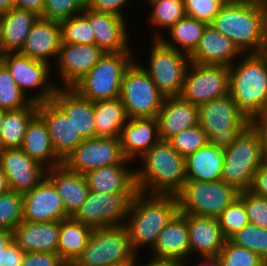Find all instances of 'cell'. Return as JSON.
<instances>
[{
  "mask_svg": "<svg viewBox=\"0 0 267 266\" xmlns=\"http://www.w3.org/2000/svg\"><path fill=\"white\" fill-rule=\"evenodd\" d=\"M242 54L267 52V4L243 0L223 5L211 24Z\"/></svg>",
  "mask_w": 267,
  "mask_h": 266,
  "instance_id": "1",
  "label": "cell"
},
{
  "mask_svg": "<svg viewBox=\"0 0 267 266\" xmlns=\"http://www.w3.org/2000/svg\"><path fill=\"white\" fill-rule=\"evenodd\" d=\"M179 212L177 195L137 191L124 224L133 251L137 255H141L140 252L144 250L149 252L155 245L159 233Z\"/></svg>",
  "mask_w": 267,
  "mask_h": 266,
  "instance_id": "2",
  "label": "cell"
},
{
  "mask_svg": "<svg viewBox=\"0 0 267 266\" xmlns=\"http://www.w3.org/2000/svg\"><path fill=\"white\" fill-rule=\"evenodd\" d=\"M135 165L136 187L143 193L177 195L187 181L185 158L168 141L159 140Z\"/></svg>",
  "mask_w": 267,
  "mask_h": 266,
  "instance_id": "3",
  "label": "cell"
},
{
  "mask_svg": "<svg viewBox=\"0 0 267 266\" xmlns=\"http://www.w3.org/2000/svg\"><path fill=\"white\" fill-rule=\"evenodd\" d=\"M229 94L251 121L267 111V52L243 54L229 67Z\"/></svg>",
  "mask_w": 267,
  "mask_h": 266,
  "instance_id": "4",
  "label": "cell"
},
{
  "mask_svg": "<svg viewBox=\"0 0 267 266\" xmlns=\"http://www.w3.org/2000/svg\"><path fill=\"white\" fill-rule=\"evenodd\" d=\"M266 158L260 132L251 123L224 149L221 180L240 192L249 190L254 174Z\"/></svg>",
  "mask_w": 267,
  "mask_h": 266,
  "instance_id": "5",
  "label": "cell"
},
{
  "mask_svg": "<svg viewBox=\"0 0 267 266\" xmlns=\"http://www.w3.org/2000/svg\"><path fill=\"white\" fill-rule=\"evenodd\" d=\"M198 113L208 144L222 149L230 147L252 123L230 94L200 105Z\"/></svg>",
  "mask_w": 267,
  "mask_h": 266,
  "instance_id": "6",
  "label": "cell"
},
{
  "mask_svg": "<svg viewBox=\"0 0 267 266\" xmlns=\"http://www.w3.org/2000/svg\"><path fill=\"white\" fill-rule=\"evenodd\" d=\"M135 60V52L105 53L73 89L91 102L118 98L123 74Z\"/></svg>",
  "mask_w": 267,
  "mask_h": 266,
  "instance_id": "7",
  "label": "cell"
},
{
  "mask_svg": "<svg viewBox=\"0 0 267 266\" xmlns=\"http://www.w3.org/2000/svg\"><path fill=\"white\" fill-rule=\"evenodd\" d=\"M150 41L151 44H147V54L145 53L147 63L144 60V63H139L140 66L165 97L180 96L190 65L189 55L166 46L160 39Z\"/></svg>",
  "mask_w": 267,
  "mask_h": 266,
  "instance_id": "8",
  "label": "cell"
},
{
  "mask_svg": "<svg viewBox=\"0 0 267 266\" xmlns=\"http://www.w3.org/2000/svg\"><path fill=\"white\" fill-rule=\"evenodd\" d=\"M138 52L137 49L135 60L123 74L119 96L128 119L157 117L165 99L147 72L140 66Z\"/></svg>",
  "mask_w": 267,
  "mask_h": 266,
  "instance_id": "9",
  "label": "cell"
},
{
  "mask_svg": "<svg viewBox=\"0 0 267 266\" xmlns=\"http://www.w3.org/2000/svg\"><path fill=\"white\" fill-rule=\"evenodd\" d=\"M240 191L222 180L186 181L177 194L180 213L218 218Z\"/></svg>",
  "mask_w": 267,
  "mask_h": 266,
  "instance_id": "10",
  "label": "cell"
},
{
  "mask_svg": "<svg viewBox=\"0 0 267 266\" xmlns=\"http://www.w3.org/2000/svg\"><path fill=\"white\" fill-rule=\"evenodd\" d=\"M127 228L123 226L92 230L87 246L77 259L67 266H109L133 259Z\"/></svg>",
  "mask_w": 267,
  "mask_h": 266,
  "instance_id": "11",
  "label": "cell"
},
{
  "mask_svg": "<svg viewBox=\"0 0 267 266\" xmlns=\"http://www.w3.org/2000/svg\"><path fill=\"white\" fill-rule=\"evenodd\" d=\"M2 64L29 100L42 103L52 99L58 87L53 79L51 65L18 52L7 53L2 58Z\"/></svg>",
  "mask_w": 267,
  "mask_h": 266,
  "instance_id": "12",
  "label": "cell"
},
{
  "mask_svg": "<svg viewBox=\"0 0 267 266\" xmlns=\"http://www.w3.org/2000/svg\"><path fill=\"white\" fill-rule=\"evenodd\" d=\"M134 195L89 191L86 200L72 217L93 229L123 226Z\"/></svg>",
  "mask_w": 267,
  "mask_h": 266,
  "instance_id": "13",
  "label": "cell"
},
{
  "mask_svg": "<svg viewBox=\"0 0 267 266\" xmlns=\"http://www.w3.org/2000/svg\"><path fill=\"white\" fill-rule=\"evenodd\" d=\"M229 94V67L190 62L181 97L200 106Z\"/></svg>",
  "mask_w": 267,
  "mask_h": 266,
  "instance_id": "14",
  "label": "cell"
},
{
  "mask_svg": "<svg viewBox=\"0 0 267 266\" xmlns=\"http://www.w3.org/2000/svg\"><path fill=\"white\" fill-rule=\"evenodd\" d=\"M131 162L124 157L119 138L96 137L85 139L63 160V165L69 171L85 174L114 164L134 165Z\"/></svg>",
  "mask_w": 267,
  "mask_h": 266,
  "instance_id": "15",
  "label": "cell"
},
{
  "mask_svg": "<svg viewBox=\"0 0 267 266\" xmlns=\"http://www.w3.org/2000/svg\"><path fill=\"white\" fill-rule=\"evenodd\" d=\"M104 54L105 52L95 44L61 42L56 62L52 66V71L56 73L53 77L56 80V86L71 88L92 69ZM56 77L60 80H57Z\"/></svg>",
  "mask_w": 267,
  "mask_h": 266,
  "instance_id": "16",
  "label": "cell"
},
{
  "mask_svg": "<svg viewBox=\"0 0 267 266\" xmlns=\"http://www.w3.org/2000/svg\"><path fill=\"white\" fill-rule=\"evenodd\" d=\"M82 14L89 20L93 29L94 44L105 53L135 52L136 44H134V47L130 45L131 41H133V44L135 40L131 37L135 36L133 33L135 31L129 32L131 31L129 25H133L130 24L132 21L128 22V19L113 14L95 12L87 7ZM130 33H133V35H130Z\"/></svg>",
  "mask_w": 267,
  "mask_h": 266,
  "instance_id": "17",
  "label": "cell"
},
{
  "mask_svg": "<svg viewBox=\"0 0 267 266\" xmlns=\"http://www.w3.org/2000/svg\"><path fill=\"white\" fill-rule=\"evenodd\" d=\"M70 217L54 184L45 178L23 194V221L50 222Z\"/></svg>",
  "mask_w": 267,
  "mask_h": 266,
  "instance_id": "18",
  "label": "cell"
},
{
  "mask_svg": "<svg viewBox=\"0 0 267 266\" xmlns=\"http://www.w3.org/2000/svg\"><path fill=\"white\" fill-rule=\"evenodd\" d=\"M0 168L7 177L10 190L20 194L37 186L47 172L20 148L0 150Z\"/></svg>",
  "mask_w": 267,
  "mask_h": 266,
  "instance_id": "19",
  "label": "cell"
},
{
  "mask_svg": "<svg viewBox=\"0 0 267 266\" xmlns=\"http://www.w3.org/2000/svg\"><path fill=\"white\" fill-rule=\"evenodd\" d=\"M37 114L45 122L52 146L62 161L85 140L52 100L38 103Z\"/></svg>",
  "mask_w": 267,
  "mask_h": 266,
  "instance_id": "20",
  "label": "cell"
},
{
  "mask_svg": "<svg viewBox=\"0 0 267 266\" xmlns=\"http://www.w3.org/2000/svg\"><path fill=\"white\" fill-rule=\"evenodd\" d=\"M60 44V23L39 17L18 53L53 66L59 53Z\"/></svg>",
  "mask_w": 267,
  "mask_h": 266,
  "instance_id": "21",
  "label": "cell"
},
{
  "mask_svg": "<svg viewBox=\"0 0 267 266\" xmlns=\"http://www.w3.org/2000/svg\"><path fill=\"white\" fill-rule=\"evenodd\" d=\"M186 221L190 258L217 257L227 240L220 228L218 218L186 213Z\"/></svg>",
  "mask_w": 267,
  "mask_h": 266,
  "instance_id": "22",
  "label": "cell"
},
{
  "mask_svg": "<svg viewBox=\"0 0 267 266\" xmlns=\"http://www.w3.org/2000/svg\"><path fill=\"white\" fill-rule=\"evenodd\" d=\"M124 157L137 162L159 140L156 117L128 119L119 136Z\"/></svg>",
  "mask_w": 267,
  "mask_h": 266,
  "instance_id": "23",
  "label": "cell"
},
{
  "mask_svg": "<svg viewBox=\"0 0 267 266\" xmlns=\"http://www.w3.org/2000/svg\"><path fill=\"white\" fill-rule=\"evenodd\" d=\"M243 54L225 35L208 24L195 51L189 56L197 64L223 65L230 67Z\"/></svg>",
  "mask_w": 267,
  "mask_h": 266,
  "instance_id": "24",
  "label": "cell"
},
{
  "mask_svg": "<svg viewBox=\"0 0 267 266\" xmlns=\"http://www.w3.org/2000/svg\"><path fill=\"white\" fill-rule=\"evenodd\" d=\"M156 118L160 140L168 141L183 130L198 124V106L181 96L165 97Z\"/></svg>",
  "mask_w": 267,
  "mask_h": 266,
  "instance_id": "25",
  "label": "cell"
},
{
  "mask_svg": "<svg viewBox=\"0 0 267 266\" xmlns=\"http://www.w3.org/2000/svg\"><path fill=\"white\" fill-rule=\"evenodd\" d=\"M149 257L181 261L190 258L186 213H178L159 233Z\"/></svg>",
  "mask_w": 267,
  "mask_h": 266,
  "instance_id": "26",
  "label": "cell"
},
{
  "mask_svg": "<svg viewBox=\"0 0 267 266\" xmlns=\"http://www.w3.org/2000/svg\"><path fill=\"white\" fill-rule=\"evenodd\" d=\"M67 116L76 133L84 139L95 138L93 102L80 97L71 88H57L51 99Z\"/></svg>",
  "mask_w": 267,
  "mask_h": 266,
  "instance_id": "27",
  "label": "cell"
},
{
  "mask_svg": "<svg viewBox=\"0 0 267 266\" xmlns=\"http://www.w3.org/2000/svg\"><path fill=\"white\" fill-rule=\"evenodd\" d=\"M59 221H22L13 230V241L26 252L57 253Z\"/></svg>",
  "mask_w": 267,
  "mask_h": 266,
  "instance_id": "28",
  "label": "cell"
},
{
  "mask_svg": "<svg viewBox=\"0 0 267 266\" xmlns=\"http://www.w3.org/2000/svg\"><path fill=\"white\" fill-rule=\"evenodd\" d=\"M134 166L114 164L85 173L89 190L102 193H136L138 190Z\"/></svg>",
  "mask_w": 267,
  "mask_h": 266,
  "instance_id": "29",
  "label": "cell"
},
{
  "mask_svg": "<svg viewBox=\"0 0 267 266\" xmlns=\"http://www.w3.org/2000/svg\"><path fill=\"white\" fill-rule=\"evenodd\" d=\"M20 149L47 170L63 164L52 146L47 126L38 114L28 123Z\"/></svg>",
  "mask_w": 267,
  "mask_h": 266,
  "instance_id": "30",
  "label": "cell"
},
{
  "mask_svg": "<svg viewBox=\"0 0 267 266\" xmlns=\"http://www.w3.org/2000/svg\"><path fill=\"white\" fill-rule=\"evenodd\" d=\"M63 200L66 213L73 216L86 200L89 188L84 174L69 171L63 164L46 172Z\"/></svg>",
  "mask_w": 267,
  "mask_h": 266,
  "instance_id": "31",
  "label": "cell"
},
{
  "mask_svg": "<svg viewBox=\"0 0 267 266\" xmlns=\"http://www.w3.org/2000/svg\"><path fill=\"white\" fill-rule=\"evenodd\" d=\"M224 149L207 144L185 158L187 181L221 180Z\"/></svg>",
  "mask_w": 267,
  "mask_h": 266,
  "instance_id": "32",
  "label": "cell"
},
{
  "mask_svg": "<svg viewBox=\"0 0 267 266\" xmlns=\"http://www.w3.org/2000/svg\"><path fill=\"white\" fill-rule=\"evenodd\" d=\"M36 13L12 8L0 14V27L6 53L19 52L33 24L39 18Z\"/></svg>",
  "mask_w": 267,
  "mask_h": 266,
  "instance_id": "33",
  "label": "cell"
},
{
  "mask_svg": "<svg viewBox=\"0 0 267 266\" xmlns=\"http://www.w3.org/2000/svg\"><path fill=\"white\" fill-rule=\"evenodd\" d=\"M93 228L75 220L72 216L59 221L58 250L61 259L74 262L87 246Z\"/></svg>",
  "mask_w": 267,
  "mask_h": 266,
  "instance_id": "34",
  "label": "cell"
},
{
  "mask_svg": "<svg viewBox=\"0 0 267 266\" xmlns=\"http://www.w3.org/2000/svg\"><path fill=\"white\" fill-rule=\"evenodd\" d=\"M95 138H119L128 117L120 98L93 102Z\"/></svg>",
  "mask_w": 267,
  "mask_h": 266,
  "instance_id": "35",
  "label": "cell"
},
{
  "mask_svg": "<svg viewBox=\"0 0 267 266\" xmlns=\"http://www.w3.org/2000/svg\"><path fill=\"white\" fill-rule=\"evenodd\" d=\"M148 8L149 11L144 13H148L146 22L147 26H151L147 27V30L152 28L151 32L149 31V39H159L165 31L186 17L184 0H157L150 3Z\"/></svg>",
  "mask_w": 267,
  "mask_h": 266,
  "instance_id": "36",
  "label": "cell"
},
{
  "mask_svg": "<svg viewBox=\"0 0 267 266\" xmlns=\"http://www.w3.org/2000/svg\"><path fill=\"white\" fill-rule=\"evenodd\" d=\"M206 26V23L186 16L174 24L159 39L166 46L190 56L197 48Z\"/></svg>",
  "mask_w": 267,
  "mask_h": 266,
  "instance_id": "37",
  "label": "cell"
},
{
  "mask_svg": "<svg viewBox=\"0 0 267 266\" xmlns=\"http://www.w3.org/2000/svg\"><path fill=\"white\" fill-rule=\"evenodd\" d=\"M38 103L31 102L27 107L7 110L0 131V150L20 148L26 128L37 114Z\"/></svg>",
  "mask_w": 267,
  "mask_h": 266,
  "instance_id": "38",
  "label": "cell"
},
{
  "mask_svg": "<svg viewBox=\"0 0 267 266\" xmlns=\"http://www.w3.org/2000/svg\"><path fill=\"white\" fill-rule=\"evenodd\" d=\"M32 101L20 90L8 69L0 64V108L16 110L27 107Z\"/></svg>",
  "mask_w": 267,
  "mask_h": 266,
  "instance_id": "39",
  "label": "cell"
},
{
  "mask_svg": "<svg viewBox=\"0 0 267 266\" xmlns=\"http://www.w3.org/2000/svg\"><path fill=\"white\" fill-rule=\"evenodd\" d=\"M61 42L94 44V33L89 20L81 13L60 21Z\"/></svg>",
  "mask_w": 267,
  "mask_h": 266,
  "instance_id": "40",
  "label": "cell"
},
{
  "mask_svg": "<svg viewBox=\"0 0 267 266\" xmlns=\"http://www.w3.org/2000/svg\"><path fill=\"white\" fill-rule=\"evenodd\" d=\"M229 240L238 246L247 248L267 262V229L247 224L233 234Z\"/></svg>",
  "mask_w": 267,
  "mask_h": 266,
  "instance_id": "41",
  "label": "cell"
},
{
  "mask_svg": "<svg viewBox=\"0 0 267 266\" xmlns=\"http://www.w3.org/2000/svg\"><path fill=\"white\" fill-rule=\"evenodd\" d=\"M23 221V194L9 190L0 195V228L13 231Z\"/></svg>",
  "mask_w": 267,
  "mask_h": 266,
  "instance_id": "42",
  "label": "cell"
},
{
  "mask_svg": "<svg viewBox=\"0 0 267 266\" xmlns=\"http://www.w3.org/2000/svg\"><path fill=\"white\" fill-rule=\"evenodd\" d=\"M221 266H265V261L255 252L233 244L229 239L217 256Z\"/></svg>",
  "mask_w": 267,
  "mask_h": 266,
  "instance_id": "43",
  "label": "cell"
},
{
  "mask_svg": "<svg viewBox=\"0 0 267 266\" xmlns=\"http://www.w3.org/2000/svg\"><path fill=\"white\" fill-rule=\"evenodd\" d=\"M168 142L177 153L186 158L207 145L208 138L205 131L197 124L173 136Z\"/></svg>",
  "mask_w": 267,
  "mask_h": 266,
  "instance_id": "44",
  "label": "cell"
},
{
  "mask_svg": "<svg viewBox=\"0 0 267 266\" xmlns=\"http://www.w3.org/2000/svg\"><path fill=\"white\" fill-rule=\"evenodd\" d=\"M223 235L228 240L237 231L249 224L244 203L237 198L218 217Z\"/></svg>",
  "mask_w": 267,
  "mask_h": 266,
  "instance_id": "45",
  "label": "cell"
},
{
  "mask_svg": "<svg viewBox=\"0 0 267 266\" xmlns=\"http://www.w3.org/2000/svg\"><path fill=\"white\" fill-rule=\"evenodd\" d=\"M86 8V0H44L42 18L63 21L81 14Z\"/></svg>",
  "mask_w": 267,
  "mask_h": 266,
  "instance_id": "46",
  "label": "cell"
},
{
  "mask_svg": "<svg viewBox=\"0 0 267 266\" xmlns=\"http://www.w3.org/2000/svg\"><path fill=\"white\" fill-rule=\"evenodd\" d=\"M238 198L244 203L249 223L267 229V198L249 190L240 192Z\"/></svg>",
  "mask_w": 267,
  "mask_h": 266,
  "instance_id": "47",
  "label": "cell"
},
{
  "mask_svg": "<svg viewBox=\"0 0 267 266\" xmlns=\"http://www.w3.org/2000/svg\"><path fill=\"white\" fill-rule=\"evenodd\" d=\"M223 4L219 0H184L187 17L211 24Z\"/></svg>",
  "mask_w": 267,
  "mask_h": 266,
  "instance_id": "48",
  "label": "cell"
},
{
  "mask_svg": "<svg viewBox=\"0 0 267 266\" xmlns=\"http://www.w3.org/2000/svg\"><path fill=\"white\" fill-rule=\"evenodd\" d=\"M134 1L137 3V0H86V7L95 12L113 14L128 19L129 10L135 9L132 8L136 4ZM130 5L132 6L129 7ZM125 9L127 12L124 11Z\"/></svg>",
  "mask_w": 267,
  "mask_h": 266,
  "instance_id": "49",
  "label": "cell"
},
{
  "mask_svg": "<svg viewBox=\"0 0 267 266\" xmlns=\"http://www.w3.org/2000/svg\"><path fill=\"white\" fill-rule=\"evenodd\" d=\"M21 266H67L58 253L26 252Z\"/></svg>",
  "mask_w": 267,
  "mask_h": 266,
  "instance_id": "50",
  "label": "cell"
},
{
  "mask_svg": "<svg viewBox=\"0 0 267 266\" xmlns=\"http://www.w3.org/2000/svg\"><path fill=\"white\" fill-rule=\"evenodd\" d=\"M25 252L12 240L0 252V266H21Z\"/></svg>",
  "mask_w": 267,
  "mask_h": 266,
  "instance_id": "51",
  "label": "cell"
},
{
  "mask_svg": "<svg viewBox=\"0 0 267 266\" xmlns=\"http://www.w3.org/2000/svg\"><path fill=\"white\" fill-rule=\"evenodd\" d=\"M249 191L257 196L267 198V157L254 174Z\"/></svg>",
  "mask_w": 267,
  "mask_h": 266,
  "instance_id": "52",
  "label": "cell"
},
{
  "mask_svg": "<svg viewBox=\"0 0 267 266\" xmlns=\"http://www.w3.org/2000/svg\"><path fill=\"white\" fill-rule=\"evenodd\" d=\"M13 1H14V8L34 12L42 18L44 0H13Z\"/></svg>",
  "mask_w": 267,
  "mask_h": 266,
  "instance_id": "53",
  "label": "cell"
},
{
  "mask_svg": "<svg viewBox=\"0 0 267 266\" xmlns=\"http://www.w3.org/2000/svg\"><path fill=\"white\" fill-rule=\"evenodd\" d=\"M143 254L138 255V265L137 266H178V261L175 260H165V259H154L146 255V252H141ZM145 253V254H144ZM146 255V257H144ZM141 257V258H140ZM145 258V259H143ZM141 259V260H139Z\"/></svg>",
  "mask_w": 267,
  "mask_h": 266,
  "instance_id": "54",
  "label": "cell"
},
{
  "mask_svg": "<svg viewBox=\"0 0 267 266\" xmlns=\"http://www.w3.org/2000/svg\"><path fill=\"white\" fill-rule=\"evenodd\" d=\"M194 259L195 260L197 259V261H195ZM190 265L191 266H221V263L217 257H206V258H199V259L189 258V259L178 261V266H190Z\"/></svg>",
  "mask_w": 267,
  "mask_h": 266,
  "instance_id": "55",
  "label": "cell"
},
{
  "mask_svg": "<svg viewBox=\"0 0 267 266\" xmlns=\"http://www.w3.org/2000/svg\"><path fill=\"white\" fill-rule=\"evenodd\" d=\"M252 124L260 132L263 146H267V111L257 115Z\"/></svg>",
  "mask_w": 267,
  "mask_h": 266,
  "instance_id": "56",
  "label": "cell"
},
{
  "mask_svg": "<svg viewBox=\"0 0 267 266\" xmlns=\"http://www.w3.org/2000/svg\"><path fill=\"white\" fill-rule=\"evenodd\" d=\"M13 240V231L0 228V252Z\"/></svg>",
  "mask_w": 267,
  "mask_h": 266,
  "instance_id": "57",
  "label": "cell"
},
{
  "mask_svg": "<svg viewBox=\"0 0 267 266\" xmlns=\"http://www.w3.org/2000/svg\"><path fill=\"white\" fill-rule=\"evenodd\" d=\"M9 190H10V187H9L7 177L4 174L3 170L0 168V195Z\"/></svg>",
  "mask_w": 267,
  "mask_h": 266,
  "instance_id": "58",
  "label": "cell"
},
{
  "mask_svg": "<svg viewBox=\"0 0 267 266\" xmlns=\"http://www.w3.org/2000/svg\"><path fill=\"white\" fill-rule=\"evenodd\" d=\"M12 8H14L13 0H0V14L8 12Z\"/></svg>",
  "mask_w": 267,
  "mask_h": 266,
  "instance_id": "59",
  "label": "cell"
},
{
  "mask_svg": "<svg viewBox=\"0 0 267 266\" xmlns=\"http://www.w3.org/2000/svg\"><path fill=\"white\" fill-rule=\"evenodd\" d=\"M137 265H138V255H136L131 260L123 261L120 263H114V264L109 265V266H137Z\"/></svg>",
  "mask_w": 267,
  "mask_h": 266,
  "instance_id": "60",
  "label": "cell"
},
{
  "mask_svg": "<svg viewBox=\"0 0 267 266\" xmlns=\"http://www.w3.org/2000/svg\"><path fill=\"white\" fill-rule=\"evenodd\" d=\"M6 54L7 53L3 45L2 32H1V27H0V58L2 59Z\"/></svg>",
  "mask_w": 267,
  "mask_h": 266,
  "instance_id": "61",
  "label": "cell"
},
{
  "mask_svg": "<svg viewBox=\"0 0 267 266\" xmlns=\"http://www.w3.org/2000/svg\"><path fill=\"white\" fill-rule=\"evenodd\" d=\"M223 5H233L242 2L243 0H219Z\"/></svg>",
  "mask_w": 267,
  "mask_h": 266,
  "instance_id": "62",
  "label": "cell"
},
{
  "mask_svg": "<svg viewBox=\"0 0 267 266\" xmlns=\"http://www.w3.org/2000/svg\"><path fill=\"white\" fill-rule=\"evenodd\" d=\"M7 110L0 108V131L2 128L3 120L6 115Z\"/></svg>",
  "mask_w": 267,
  "mask_h": 266,
  "instance_id": "63",
  "label": "cell"
},
{
  "mask_svg": "<svg viewBox=\"0 0 267 266\" xmlns=\"http://www.w3.org/2000/svg\"><path fill=\"white\" fill-rule=\"evenodd\" d=\"M144 1V3L142 2V5H144V6H146V4L147 5H149L150 3H152V2H155V1H157V0H143ZM146 2V3H145Z\"/></svg>",
  "mask_w": 267,
  "mask_h": 266,
  "instance_id": "64",
  "label": "cell"
},
{
  "mask_svg": "<svg viewBox=\"0 0 267 266\" xmlns=\"http://www.w3.org/2000/svg\"><path fill=\"white\" fill-rule=\"evenodd\" d=\"M249 1H253V2H261V3H265V4H267V0H249Z\"/></svg>",
  "mask_w": 267,
  "mask_h": 266,
  "instance_id": "65",
  "label": "cell"
},
{
  "mask_svg": "<svg viewBox=\"0 0 267 266\" xmlns=\"http://www.w3.org/2000/svg\"><path fill=\"white\" fill-rule=\"evenodd\" d=\"M263 148H264L265 156L267 157V146H263Z\"/></svg>",
  "mask_w": 267,
  "mask_h": 266,
  "instance_id": "66",
  "label": "cell"
}]
</instances>
